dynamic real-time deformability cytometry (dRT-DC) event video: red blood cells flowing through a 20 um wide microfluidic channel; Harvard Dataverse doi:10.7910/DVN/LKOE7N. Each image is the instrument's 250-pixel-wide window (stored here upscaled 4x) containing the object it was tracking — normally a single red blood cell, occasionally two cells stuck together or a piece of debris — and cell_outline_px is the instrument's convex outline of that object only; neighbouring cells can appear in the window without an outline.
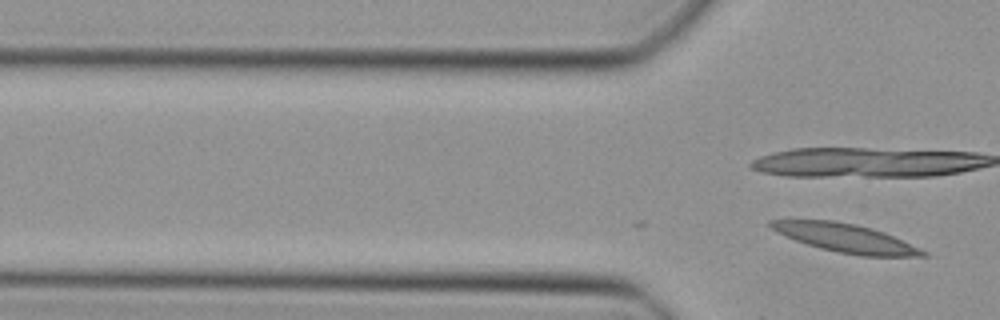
{"species": "Egyptian fruit bat (a non-hibernating species)", "species_latin": "Rousettus aegyptiacus", "temperature_condition": "cold", "stored_images_in_passage": 2, "camera_frame_rate_fps": 3000, "um_per_image_px": 0.085, "animal": {"sex": "female"}, "frame": {"image": 1, "passage_image": 2, "time_ms": 0.333, "image_size_px": [1000, 320], "cell_outline_px": [[928, 256], [860, 256], [836, 252], [820, 248], [784, 236], [776, 232], [768, 224], [768, 220], [832, 220], [856, 224], [892, 236], [920, 248], [928, 252]], "centroid_in_image_um": [71.84, 20.24], "position_along_channel_um": 54.0, "area_um2": 24.91}}